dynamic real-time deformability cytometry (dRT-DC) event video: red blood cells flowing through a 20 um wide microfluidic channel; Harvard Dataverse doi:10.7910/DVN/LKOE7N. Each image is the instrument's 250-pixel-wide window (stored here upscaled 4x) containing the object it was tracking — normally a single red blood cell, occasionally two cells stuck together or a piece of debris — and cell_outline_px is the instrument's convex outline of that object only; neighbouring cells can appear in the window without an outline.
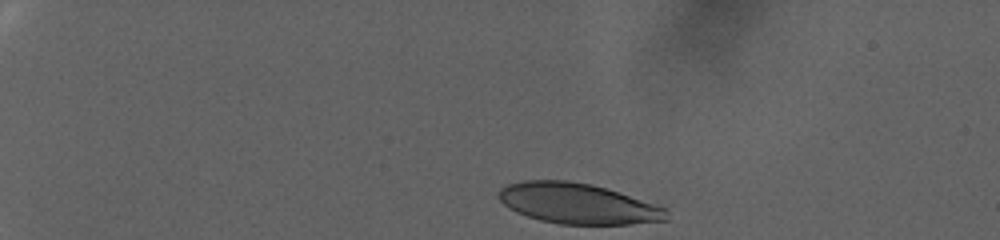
{"species": "human", "species_latin": "Homo sapiens", "temperature_condition": "warm", "stored_images_in_passage": 65, "camera_frame_rate_fps": 3000, "um_per_image_px": 0.085, "donor": {"sex": "female"}, "frame": {"image": 1, "passage_image": 1, "time_ms": 0.0, "image_size_px": [1000, 240], "cell_outline_px": [[668, 220], [628, 224], [560, 224], [540, 220], [516, 212], [508, 208], [500, 200], [496, 192], [500, 188], [508, 184], [524, 180], [568, 180], [592, 184], [668, 208]], "centroid_in_image_um": [49.09, 17.3], "position_along_channel_um": 35.9, "area_um2": 39.65}}
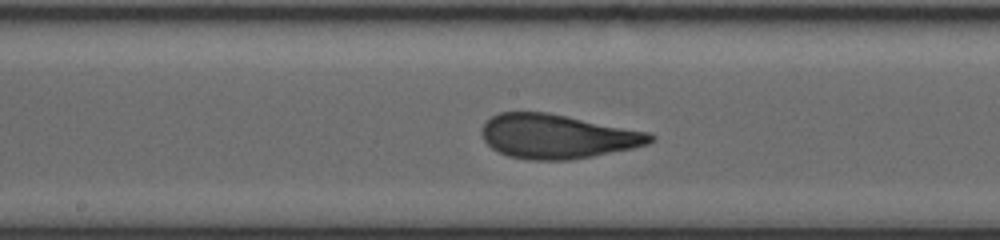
{"frame": {"image": 2, "passage_image": 34, "time_ms": 11.0, "image_size_px": [1000, 240], "cell_outline_px": [[656, 140], [648, 144], [632, 148], [592, 156], [568, 160], [528, 160], [508, 156], [492, 148], [484, 140], [480, 132], [480, 128], [492, 116], [500, 112], [548, 112], [648, 132], [656, 136]], "centroid_in_image_um": [47.36, 11.59], "position_along_channel_um": 200.8, "area_um2": 43.41}}
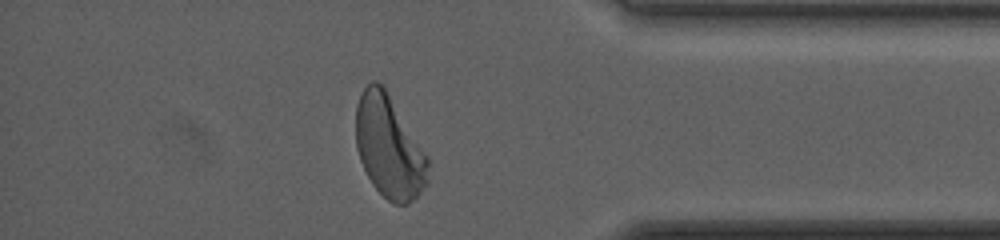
{"frame": {"image": 3, "passage_image": 60, "time_ms": 19.667, "image_size_px": [1000, 240], "cell_outline_px": [[428, 184], [408, 204], [392, 204], [372, 184], [360, 160], [356, 148], [356, 104], [364, 88], [372, 80], [376, 80], [384, 88], [428, 156]], "centroid_in_image_um": [33.07, 12.52], "position_along_channel_um": 402.1, "area_um2": 42.66}, "authors_computed_cell_mechanics": {"area_um2": 42.8298, "velocity_mm_per_s": 2.4785, "shape_relaxation_time_tau1_ms": 6.2883, "shape_relaxation_time_tau2_ms": 1.2054, "deformation_change_tau1": 0.2064, "deformation_change_tau2": 0.0856}}